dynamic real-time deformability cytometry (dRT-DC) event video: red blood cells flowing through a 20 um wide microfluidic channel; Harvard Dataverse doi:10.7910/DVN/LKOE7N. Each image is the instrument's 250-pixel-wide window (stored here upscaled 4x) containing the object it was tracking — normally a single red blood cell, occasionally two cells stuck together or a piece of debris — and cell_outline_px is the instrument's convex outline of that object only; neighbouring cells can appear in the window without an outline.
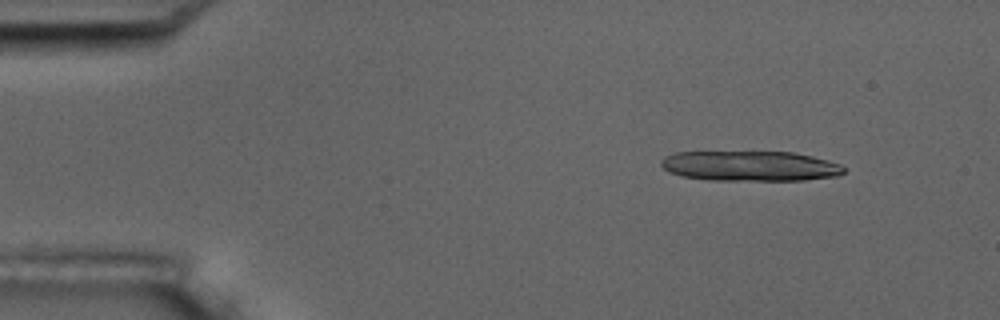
{"species": "common noctule bat (a hibernating species)", "species_latin": "Nyctalus noctula", "temperature_condition": "room temperature", "stored_images_in_passage": 3, "camera_frame_rate_fps": 3000, "um_per_image_px": 0.085, "animal": {"sex": "male", "body_mass_g": 17.5, "forearm_length_mm": 52.3}, "frame": {"image": 1, "passage_image": 1, "time_ms": 0.0, "image_size_px": [1000, 320], "cell_outline_px": [[844, 172], [840, 176], [804, 180], [708, 180], [680, 176], [668, 172], [660, 164], [660, 160], [664, 156], [676, 152], [792, 152], [812, 156], [828, 160], [840, 164], [844, 168]], "centroid_in_image_um": [63.74, 14.11], "position_along_channel_um": 21.3, "area_um2": 32.31}}